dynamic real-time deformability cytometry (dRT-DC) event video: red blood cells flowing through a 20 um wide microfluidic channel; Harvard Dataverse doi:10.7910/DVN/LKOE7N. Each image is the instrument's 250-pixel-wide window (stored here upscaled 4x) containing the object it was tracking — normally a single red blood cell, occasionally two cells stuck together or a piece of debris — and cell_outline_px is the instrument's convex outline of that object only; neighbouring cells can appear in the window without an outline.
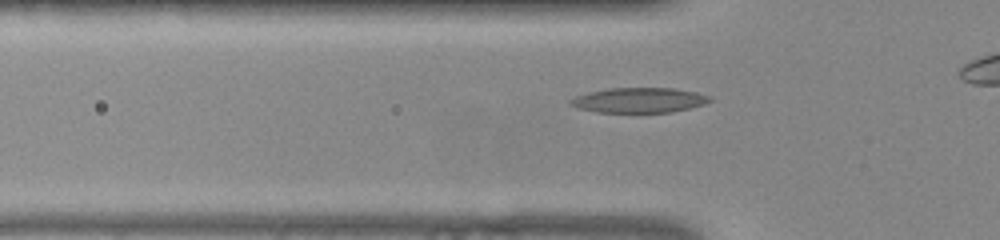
{"species": "common noctule bat (a hibernating species)", "species_latin": "Nyctalus noctula", "temperature_condition": "warm", "stored_images_in_passage": 32, "camera_frame_rate_fps": 3000, "um_per_image_px": 0.085, "animal": {"sex": "female", "body_mass_g": 22.0, "forearm_length_mm": 56.7}, "frame": {"image": 1, "passage_image": 10, "time_ms": 3.0, "image_size_px": [1000, 240], "cell_outline_px": [[712, 100], [704, 104], [672, 112], [596, 112], [576, 108], [568, 104], [568, 100], [576, 96], [588, 92], [608, 88], [676, 88], [696, 92], [712, 96]], "centroid_in_image_um": [54.3, 8.51], "position_along_channel_um": 71.5, "area_um2": 20.46}}
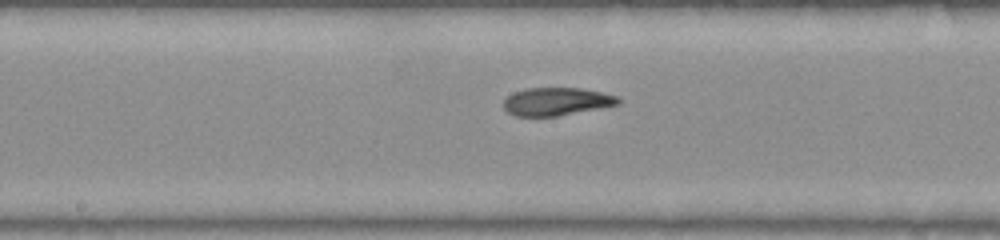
{"frame": {"image": 2, "passage_image": 20, "time_ms": 6.333, "image_size_px": [1000, 240], "cell_outline_px": [[620, 104], [556, 116], [516, 116], [508, 112], [504, 108], [504, 100], [512, 92], [528, 88], [580, 88], [600, 92], [616, 96], [620, 100]], "centroid_in_image_um": [47.27, 8.62], "position_along_channel_um": 200.9, "area_um2": 18.44}}
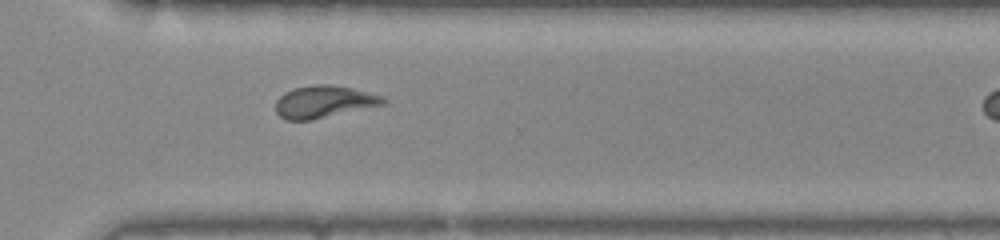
{"frame": {"image": 3, "passage_image": 31, "time_ms": 10.0, "image_size_px": [1000, 240], "cell_outline_px": [[388, 100], [384, 104], [312, 120], [284, 120], [276, 112], [276, 100], [284, 92], [296, 88], [316, 84], [328, 84], [352, 88], [384, 96]], "centroid_in_image_um": [27.53, 8.65], "position_along_channel_um": 343.1, "area_um2": 20.11}}